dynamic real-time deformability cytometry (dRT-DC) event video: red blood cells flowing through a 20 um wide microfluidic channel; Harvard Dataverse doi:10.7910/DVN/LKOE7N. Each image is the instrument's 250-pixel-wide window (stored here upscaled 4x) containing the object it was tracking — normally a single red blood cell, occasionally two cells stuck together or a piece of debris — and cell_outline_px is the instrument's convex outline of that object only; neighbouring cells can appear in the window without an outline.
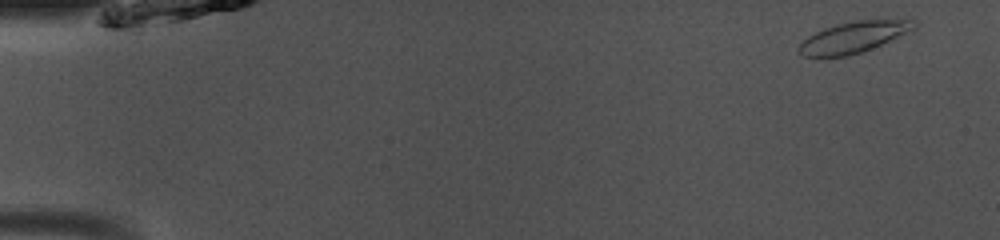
{"species": "common noctule bat (a hibernating species)", "species_latin": "Nyctalus noctula", "temperature_condition": "room temperature", "stored_images_in_passage": 49, "camera_frame_rate_fps": 3000, "um_per_image_px": 0.085, "animal": {"sex": "male", "body_mass_g": 13.0, "forearm_length_mm": 53.1}, "frame": {"image": 1, "passage_image": 2, "time_ms": 0.333, "image_size_px": [1000, 240], "cell_outline_px": [[920, 24], [916, 28], [880, 44], [860, 52], [848, 56], [804, 56], [796, 52], [796, 48], [808, 36], [824, 28], [836, 24], [860, 20], [916, 20]], "centroid_in_image_um": [72.53, 3.15], "position_along_channel_um": 12.5, "area_um2": 20.52}}
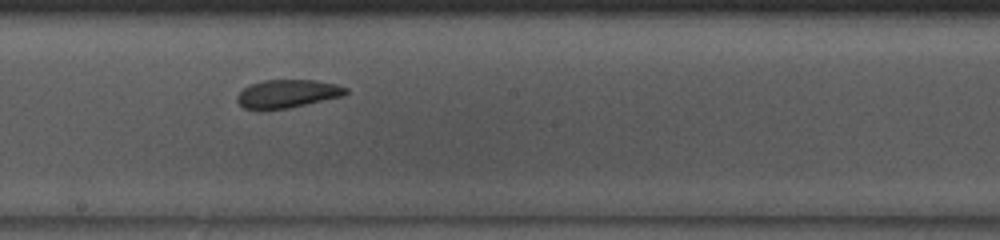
{"frame": {"image": 2, "passage_image": 27, "time_ms": 8.667, "image_size_px": [1000, 240], "cell_outline_px": [[348, 92], [344, 96], [288, 108], [260, 112], [244, 108], [236, 100], [236, 96], [244, 88], [252, 84], [264, 80], [316, 80], [336, 84], [348, 88]], "centroid_in_image_um": [24.41, 7.99], "position_along_channel_um": 223.8, "area_um2": 18.21}}
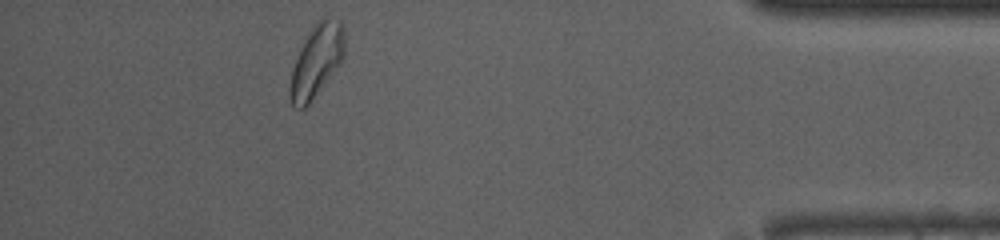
{"frame": {"image": 3, "passage_image": 44, "time_ms": 14.333, "image_size_px": [1000, 240], "cell_outline_px": [[344, 60], [308, 104], [304, 108], [300, 108], [292, 104], [288, 96], [288, 88], [292, 68], [300, 48], [316, 20], [324, 16], [340, 20], [344, 24]], "centroid_in_image_um": [26.91, 5.13], "position_along_channel_um": 408.3, "area_um2": 23.24}, "authors_computed_cell_mechanics": {"area_um2": 19.9988, "velocity_mm_per_s": 4.0289, "shape_relaxation_time_tau1_ms": null, "shape_relaxation_time_tau2_ms": 2.0121, "deformation_change_tau1": null, "deformation_change_tau2": 0.0621}}